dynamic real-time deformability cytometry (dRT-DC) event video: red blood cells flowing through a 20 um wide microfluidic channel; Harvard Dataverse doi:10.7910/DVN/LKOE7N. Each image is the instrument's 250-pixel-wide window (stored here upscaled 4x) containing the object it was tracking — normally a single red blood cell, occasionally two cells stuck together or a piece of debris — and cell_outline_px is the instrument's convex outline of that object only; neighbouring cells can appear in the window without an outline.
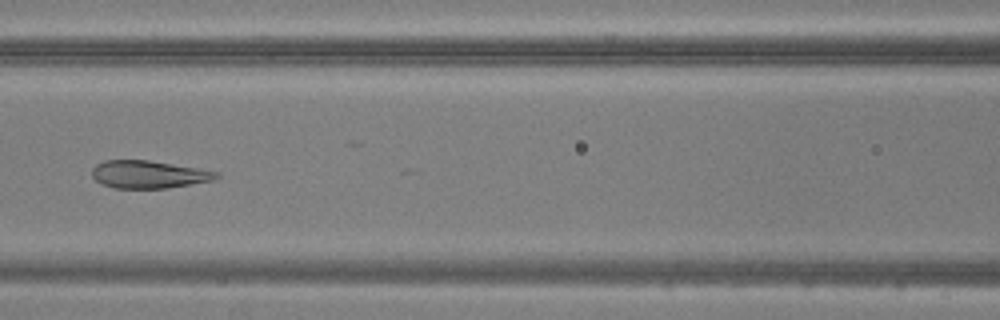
{"species": "common noctule bat (a hibernating species)", "species_latin": "Nyctalus noctula", "temperature_condition": "warm", "stored_images_in_passage": 49, "camera_frame_rate_fps": 3000, "um_per_image_px": 0.085, "animal": {"sex": "male", "body_mass_g": 20.5, "forearm_length_mm": 52.5}, "frame": {"image": 1, "passage_image": 22, "time_ms": 7.0, "image_size_px": [1000, 320], "cell_outline_px": [[220, 176], [216, 180], [168, 188], [116, 188], [104, 184], [96, 180], [92, 176], [92, 168], [96, 164], [104, 160], [148, 160], [200, 168], [220, 172]], "centroid_in_image_um": [12.69, 14.82], "position_along_channel_um": 153.9, "area_um2": 20.17}}
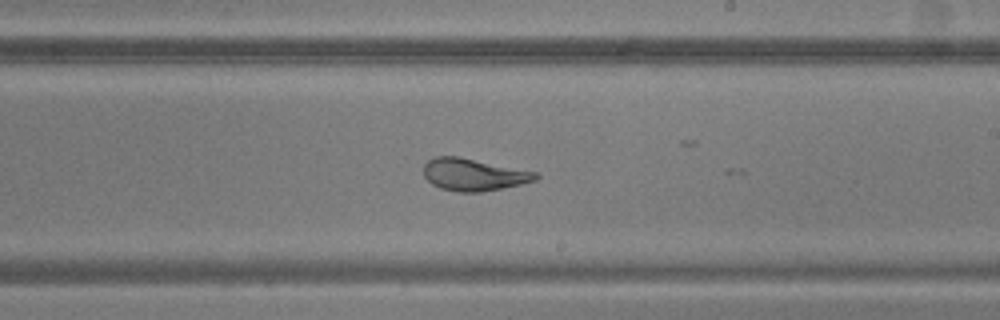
{"frame": {"image": 2, "passage_image": 29, "time_ms": 9.333, "image_size_px": [1000, 320], "cell_outline_px": [[540, 176], [536, 180], [520, 184], [480, 192], [460, 192], [440, 188], [432, 184], [424, 176], [424, 164], [432, 156], [460, 156], [540, 172]], "centroid_in_image_um": [40.28, 14.82], "position_along_channel_um": 248.7, "area_um2": 21.27}}
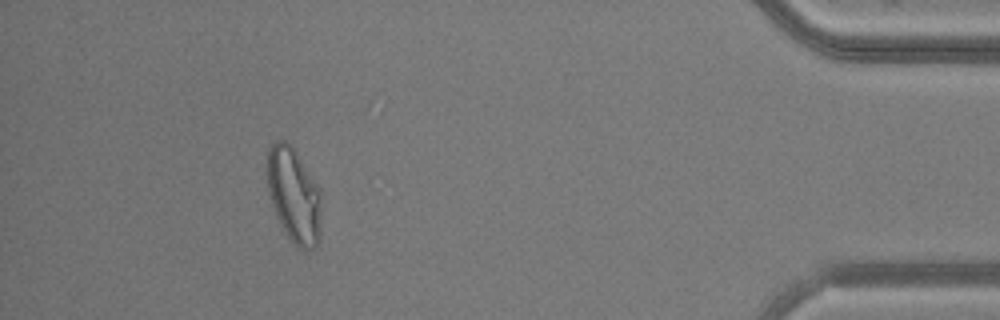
{"frame": {"image": 3, "passage_image": 45, "time_ms": 14.667, "image_size_px": [1000, 320], "cell_outline_px": [[320, 240], [316, 248], [296, 248], [288, 240], [280, 224], [272, 204], [268, 192], [268, 148], [276, 140], [284, 140], [292, 148], [320, 188]], "centroid_in_image_um": [24.99, 16.67], "position_along_channel_um": 410.2, "area_um2": 29.77}}